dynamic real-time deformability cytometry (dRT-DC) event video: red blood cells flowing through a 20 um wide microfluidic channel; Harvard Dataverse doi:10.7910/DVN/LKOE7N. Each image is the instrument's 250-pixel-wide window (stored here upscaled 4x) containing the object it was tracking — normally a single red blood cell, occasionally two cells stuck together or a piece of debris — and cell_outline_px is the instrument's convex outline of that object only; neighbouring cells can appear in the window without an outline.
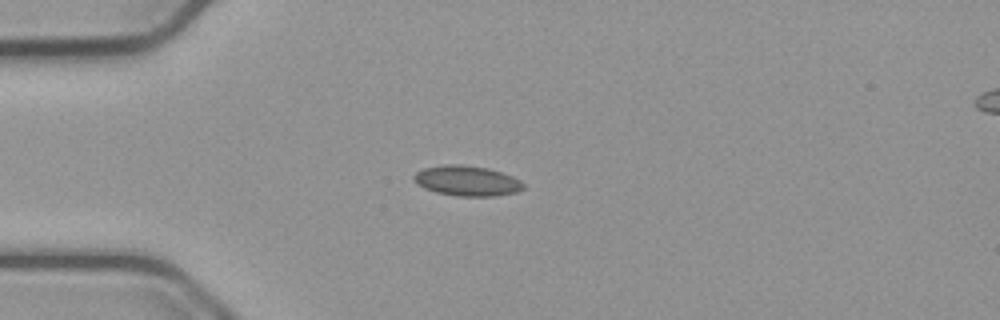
{"species": "common noctule bat (a hibernating species)", "species_latin": "Nyctalus noctula", "temperature_condition": "cold", "stored_images_in_passage": 53, "camera_frame_rate_fps": 3000, "um_per_image_px": 0.085, "animal": {"sex": "male", "body_mass_g": 23.1, "forearm_length_mm": 52.7}, "frame": {"image": 1, "passage_image": 13, "time_ms": 4.0, "image_size_px": [1000, 320], "cell_outline_px": [[524, 188], [516, 192], [496, 196], [456, 196], [436, 192], [424, 188], [412, 176], [416, 172], [424, 168], [444, 164], [460, 164], [488, 168], [512, 176], [520, 180], [524, 184]], "centroid_in_image_um": [39.71, 15.37], "position_along_channel_um": 45.3, "area_um2": 19.19}}
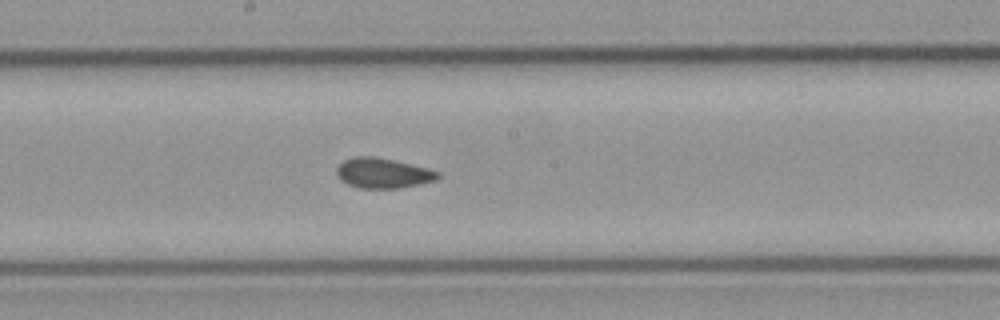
{"frame": {"image": 2, "passage_image": 28, "time_ms": 9.0, "image_size_px": [1000, 320], "cell_outline_px": [[440, 176], [436, 180], [420, 184], [400, 188], [360, 188], [348, 184], [340, 180], [336, 176], [336, 168], [344, 160], [356, 156], [372, 156], [392, 160], [428, 168], [440, 172]], "centroid_in_image_um": [32.54, 14.72], "position_along_channel_um": 215.7, "area_um2": 17.74}}
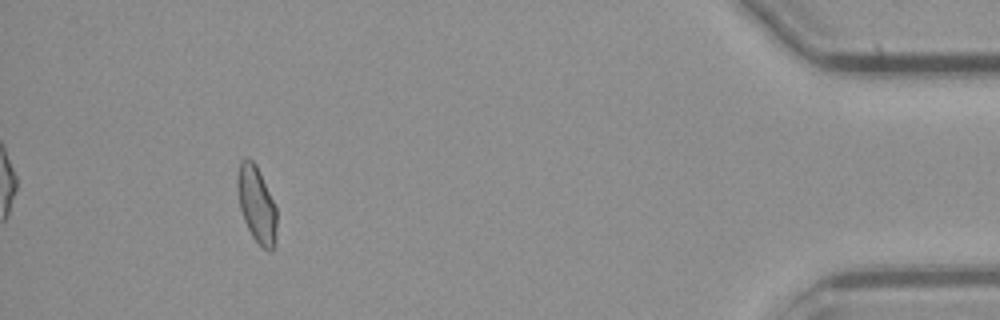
{"frame": {"image": 3, "passage_image": 49, "time_ms": 16.0, "image_size_px": [1000, 320], "cell_outline_px": [[276, 244], [272, 252], [268, 252], [252, 236], [244, 220], [240, 208], [236, 188], [236, 180], [240, 160], [244, 156], [248, 156], [256, 164], [276, 208]], "centroid_in_image_um": [21.79, 17.35], "position_along_channel_um": 413.4, "area_um2": 17.63}, "authors_computed_cell_mechanics": {"area_um2": 17.7446, "velocity_mm_per_s": 3.773, "shape_relaxation_time_tau1_ms": null, "shape_relaxation_time_tau2_ms": 2.0638, "deformation_change_tau1": null, "deformation_change_tau2": 0.0635}}